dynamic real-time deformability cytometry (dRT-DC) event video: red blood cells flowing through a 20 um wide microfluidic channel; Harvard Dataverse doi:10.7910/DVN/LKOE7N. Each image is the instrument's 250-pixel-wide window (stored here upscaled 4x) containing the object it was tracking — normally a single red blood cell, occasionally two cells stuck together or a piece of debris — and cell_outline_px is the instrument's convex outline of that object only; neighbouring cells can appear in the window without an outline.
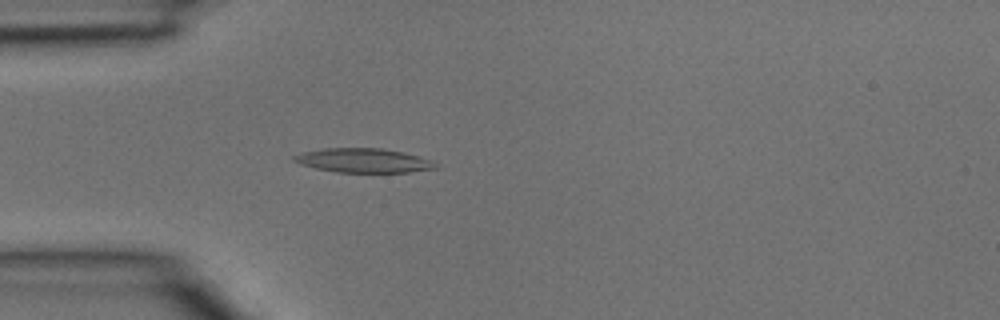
{"species": "common noctule bat (a hibernating species)", "species_latin": "Nyctalus noctula", "temperature_condition": "room temperature", "stored_images_in_passage": 38, "camera_frame_rate_fps": 3000, "um_per_image_px": 0.085, "animal": {"sex": "male", "body_mass_g": 15.6}, "frame": {"image": 1, "passage_image": 10, "time_ms": 3.0, "image_size_px": [1000, 320], "cell_outline_px": [[440, 168], [408, 172], [336, 172], [316, 168], [300, 164], [292, 160], [292, 156], [304, 152], [324, 148], [380, 148], [404, 152], [432, 160]], "centroid_in_image_um": [30.91, 13.64], "position_along_channel_um": 54.1, "area_um2": 19.94}}
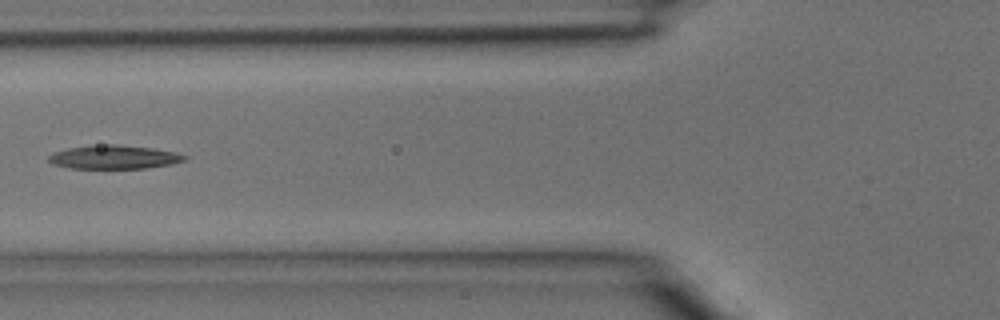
{"frame": {"image": 2, "passage_image": 14, "time_ms": 4.333, "image_size_px": [1000, 320], "cell_outline_px": [[188, 156], [184, 160], [172, 164], [148, 168], [68, 168], [52, 164], [48, 160], [48, 156], [56, 152], [68, 148], [108, 144], [116, 144], [152, 148], [176, 152]], "centroid_in_image_um": [9.72, 13.36], "position_along_channel_um": 116.1, "area_um2": 18.61}}
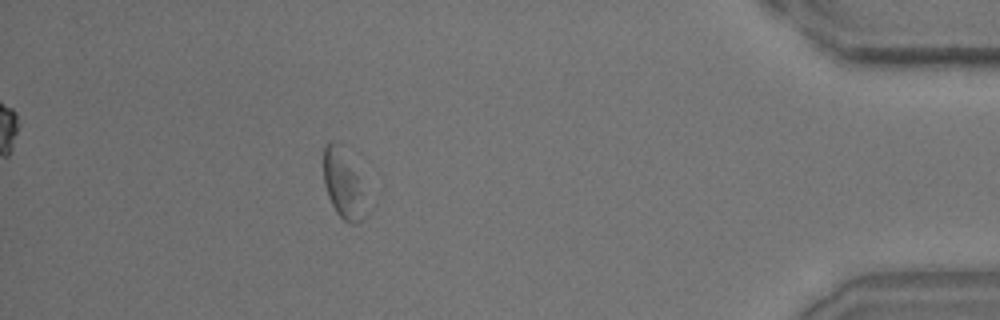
{"frame": {"image": 3, "passage_image": 34, "time_ms": 11.0, "image_size_px": [1000, 320], "cell_outline_px": [[368, 216], [364, 220], [352, 224], [344, 220], [336, 212], [328, 196], [324, 184], [324, 144], [328, 140], [336, 140], [356, 176]], "centroid_in_image_um": [29.12, 15.71], "position_along_channel_um": 406.1, "area_um2": 16.13}}